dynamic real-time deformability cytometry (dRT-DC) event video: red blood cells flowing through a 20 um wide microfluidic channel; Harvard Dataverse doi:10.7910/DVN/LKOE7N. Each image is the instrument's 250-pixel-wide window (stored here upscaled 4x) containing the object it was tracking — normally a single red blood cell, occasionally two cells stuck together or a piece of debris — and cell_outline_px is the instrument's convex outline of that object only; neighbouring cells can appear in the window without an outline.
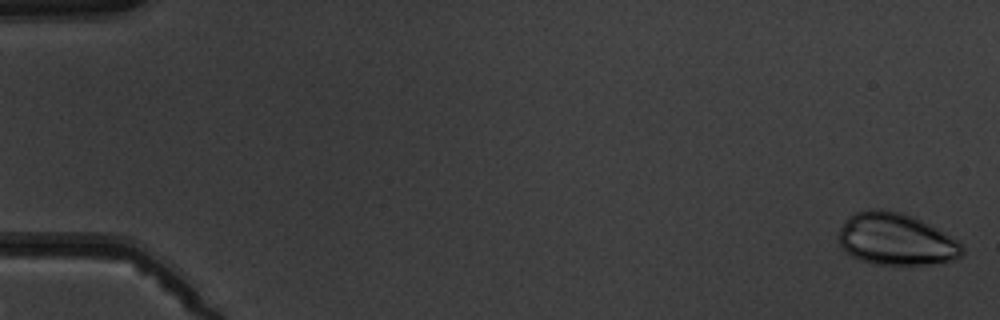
{"species": "common noctule bat (a hibernating species)", "species_latin": "Nyctalus noctula", "temperature_condition": "warm", "stored_images_in_passage": 7, "camera_frame_rate_fps": 3000, "um_per_image_px": 0.085, "animal": {"sex": "male", "body_mass_g": 19.5, "forearm_length_mm": 54.6}, "frame": {"image": 1, "passage_image": 1, "time_ms": 0.0, "image_size_px": [1000, 320], "cell_outline_px": [[964, 252], [960, 256], [952, 260], [924, 264], [872, 264], [860, 260], [852, 256], [840, 244], [836, 236], [840, 228], [848, 216], [856, 212], [868, 208], [880, 208], [900, 212], [912, 216], [932, 224], [956, 240], [964, 248]], "centroid_in_image_um": [76.12, 20.31], "position_along_channel_um": 8.9, "area_um2": 37.51}}
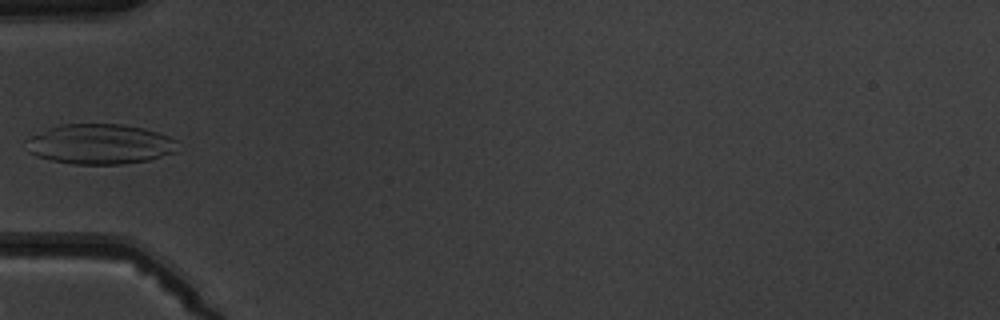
{"frame": {"image": 2, "passage_image": 6, "time_ms": 6.0, "image_size_px": [1000, 320], "cell_outline_px": [[176, 152], [148, 160], [120, 164], [72, 164], [52, 160], [36, 156], [28, 152], [24, 140], [48, 128], [60, 124], [120, 124], [144, 128], [168, 136], [176, 140]], "centroid_in_image_um": [8.46, 12.25], "position_along_channel_um": 76.5, "area_um2": 35.37}}